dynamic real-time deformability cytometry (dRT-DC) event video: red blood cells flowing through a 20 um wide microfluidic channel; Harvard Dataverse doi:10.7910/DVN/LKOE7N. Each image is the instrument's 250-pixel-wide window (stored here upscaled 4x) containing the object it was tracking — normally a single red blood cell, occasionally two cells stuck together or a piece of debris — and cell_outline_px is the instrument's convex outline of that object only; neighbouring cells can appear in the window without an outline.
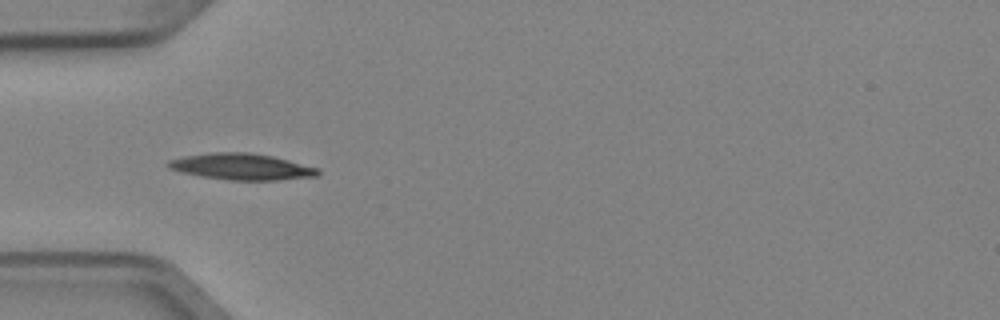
{"species": "Egyptian fruit bat (a non-hibernating species)", "species_latin": "Rousettus aegyptiacus", "temperature_condition": "cold", "stored_images_in_passage": 4, "camera_frame_rate_fps": 3000, "um_per_image_px": 0.085, "animal": {"sex": "female"}, "frame": {"image": 1, "passage_image": 1, "time_ms": 0.0, "image_size_px": [1000, 320], "cell_outline_px": [[320, 172], [316, 176], [276, 180], [228, 180], [200, 176], [168, 168], [168, 160], [184, 156], [212, 152], [248, 152], [272, 156], [320, 168]], "centroid_in_image_um": [20.54, 14.16], "position_along_channel_um": 64.5, "area_um2": 22.83}}
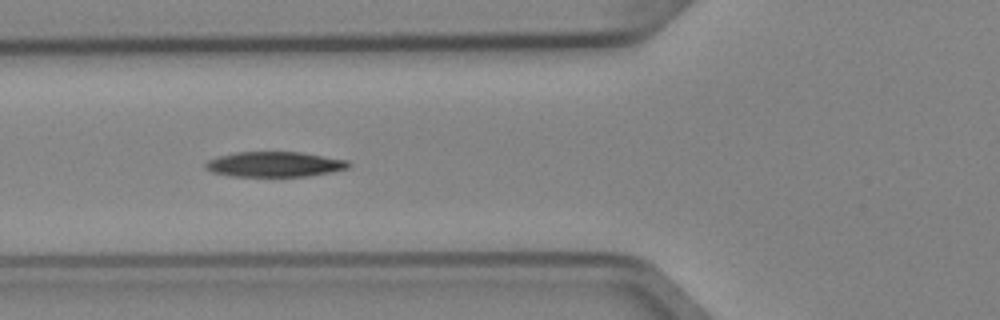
{"frame": {"image": 2, "passage_image": 2, "time_ms": 0.333, "image_size_px": [1000, 320], "cell_outline_px": [[352, 164], [348, 168], [332, 172], [308, 176], [228, 176], [212, 172], [204, 168], [204, 164], [208, 160], [220, 156], [236, 152], [300, 152], [348, 160]], "centroid_in_image_um": [23.34, 13.97], "position_along_channel_um": 102.5, "area_um2": 21.04}}
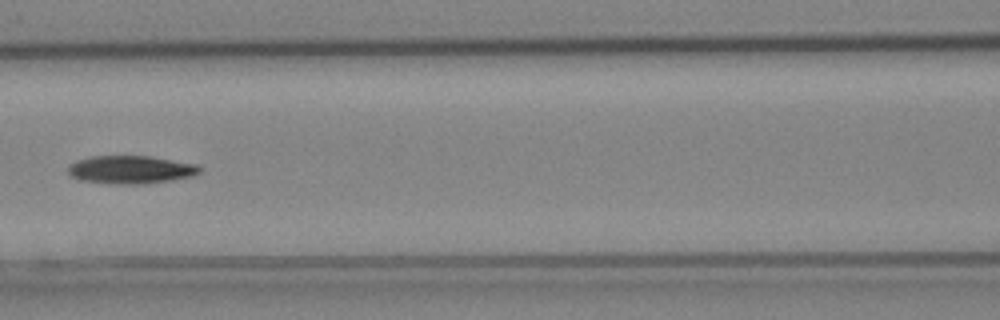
{"frame": {"image": 3, "passage_image": 3, "time_ms": 0.667, "image_size_px": [1000, 320], "cell_outline_px": [[200, 172], [192, 176], [172, 180], [144, 184], [120, 184], [80, 180], [68, 176], [68, 164], [76, 160], [92, 156], [152, 156], [196, 164], [200, 168]], "centroid_in_image_um": [11.08, 14.41], "position_along_channel_um": 155.5, "area_um2": 21.62}}